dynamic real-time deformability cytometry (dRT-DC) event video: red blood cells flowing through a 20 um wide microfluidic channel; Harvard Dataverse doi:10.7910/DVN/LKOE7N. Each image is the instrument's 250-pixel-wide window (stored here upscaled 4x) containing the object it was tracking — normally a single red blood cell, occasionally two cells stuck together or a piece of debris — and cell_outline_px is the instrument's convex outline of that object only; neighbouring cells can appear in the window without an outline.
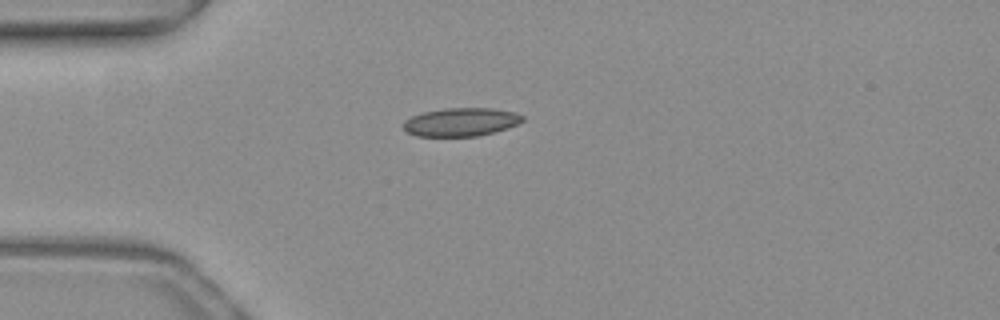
{"species": "common noctule bat (a hibernating species)", "species_latin": "Nyctalus noctula", "temperature_condition": "warm", "stored_images_in_passage": 16, "camera_frame_rate_fps": 3000, "um_per_image_px": 0.085, "animal": {"sex": "female", "body_mass_g": 19.3, "forearm_length_mm": 54.1}, "frame": {"image": 1, "passage_image": 1, "time_ms": 0.0, "image_size_px": [1000, 320], "cell_outline_px": [[524, 120], [508, 128], [476, 136], [416, 136], [408, 132], [404, 128], [404, 120], [412, 116], [424, 112], [444, 108], [492, 108], [516, 112], [524, 116]], "centroid_in_image_um": [39.2, 10.36], "position_along_channel_um": 45.8, "area_um2": 19.59}}
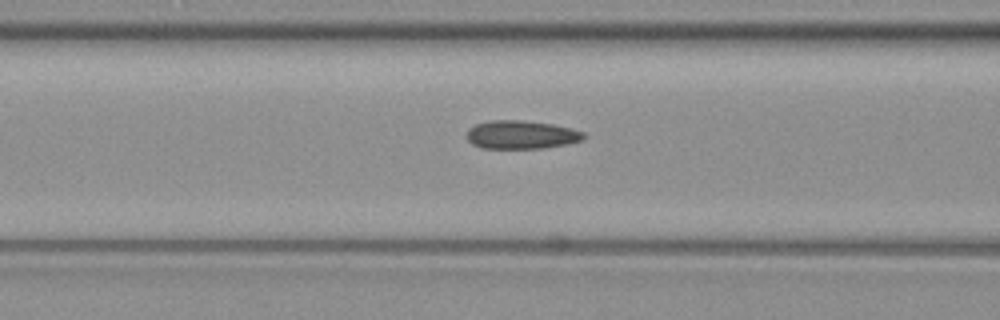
{"frame": {"image": 2, "passage_image": 8, "time_ms": 2.333, "image_size_px": [1000, 320], "cell_outline_px": [[584, 140], [544, 148], [480, 148], [472, 144], [468, 140], [468, 128], [476, 124], [488, 120], [520, 120], [552, 124], [572, 128], [584, 132]], "centroid_in_image_um": [44.3, 11.45], "position_along_channel_um": 122.3, "area_um2": 19.31}}
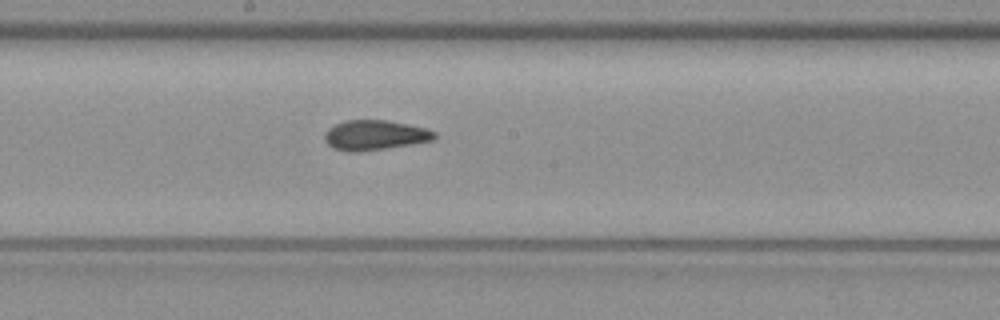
{"frame": {"image": 3, "passage_image": 15, "time_ms": 4.667, "image_size_px": [1000, 320], "cell_outline_px": [[436, 136], [432, 140], [412, 144], [356, 152], [348, 152], [332, 148], [324, 140], [324, 136], [328, 128], [344, 120], [384, 120], [408, 124], [424, 128], [436, 132]], "centroid_in_image_um": [31.82, 11.49], "position_along_channel_um": 216.4, "area_um2": 19.02}}